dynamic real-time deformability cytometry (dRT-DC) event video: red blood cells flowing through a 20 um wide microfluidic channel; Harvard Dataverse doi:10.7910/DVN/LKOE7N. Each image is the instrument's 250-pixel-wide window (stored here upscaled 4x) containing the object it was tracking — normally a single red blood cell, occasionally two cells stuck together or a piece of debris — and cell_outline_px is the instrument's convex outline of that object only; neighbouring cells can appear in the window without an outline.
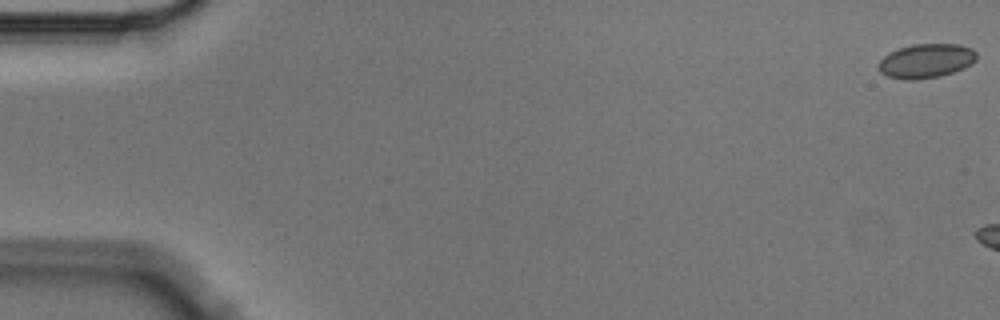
{"species": "Egyptian fruit bat (a non-hibernating species)", "species_latin": "Rousettus aegyptiacus", "temperature_condition": "cold", "stored_images_in_passage": 3, "camera_frame_rate_fps": 3000, "um_per_image_px": 0.085, "animal": {"sex": "male"}, "frame": {"image": 1, "passage_image": 1, "time_ms": 0.0, "image_size_px": [1000, 320], "cell_outline_px": [[976, 60], [972, 64], [964, 68], [940, 76], [912, 80], [908, 80], [888, 76], [880, 72], [876, 64], [888, 52], [912, 44], [960, 44], [972, 48], [976, 52]], "centroid_in_image_um": [78.71, 5.16], "position_along_channel_um": 6.3, "area_um2": 19.65}}